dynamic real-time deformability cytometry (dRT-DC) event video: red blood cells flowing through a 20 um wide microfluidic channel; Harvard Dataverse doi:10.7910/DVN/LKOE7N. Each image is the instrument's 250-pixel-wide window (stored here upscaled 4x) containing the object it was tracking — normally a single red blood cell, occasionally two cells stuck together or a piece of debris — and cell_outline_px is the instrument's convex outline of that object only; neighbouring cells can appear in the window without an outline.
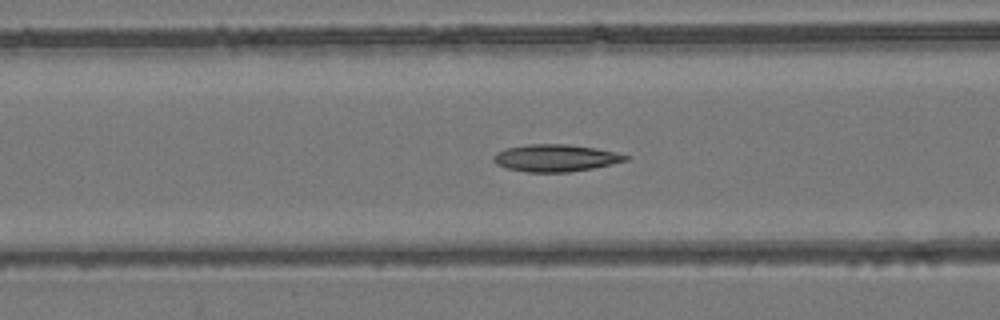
{"species": "common noctule bat (a hibernating species)", "species_latin": "Nyctalus noctula", "temperature_condition": "room temperature", "stored_images_in_passage": 45, "camera_frame_rate_fps": 3000, "um_per_image_px": 0.085, "animal": {"sex": "female", "body_mass_g": 24.6, "forearm_length_mm": 56.2}, "frame": {"image": 1, "passage_image": 13, "time_ms": 4.0, "image_size_px": [1000, 320], "cell_outline_px": [[632, 156], [628, 160], [612, 164], [592, 168], [568, 172], [528, 172], [508, 168], [496, 164], [492, 160], [492, 156], [496, 152], [508, 148], [528, 144], [568, 144], [596, 148], [616, 152]], "centroid_in_image_um": [47.24, 13.42], "position_along_channel_um": 119.4, "area_um2": 20.92}}
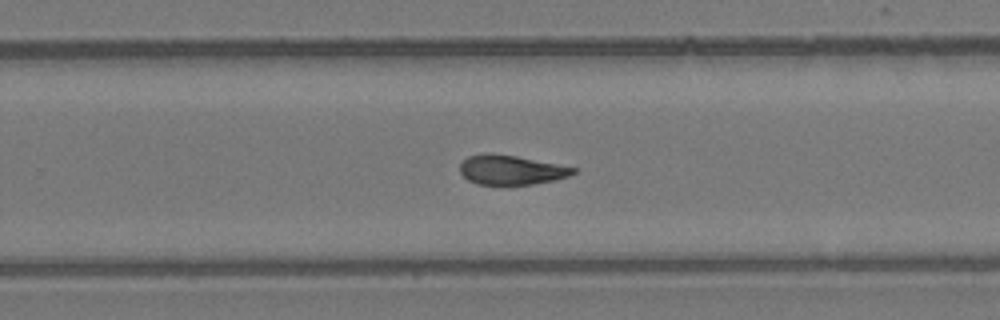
{"frame": {"image": 2, "passage_image": 26, "time_ms": 8.333, "image_size_px": [1000, 320], "cell_outline_px": [[576, 172], [568, 176], [556, 180], [508, 188], [476, 184], [468, 180], [460, 172], [460, 164], [468, 156], [484, 152], [488, 152], [516, 156], [576, 168]], "centroid_in_image_um": [43.39, 14.48], "position_along_channel_um": 286.4, "area_um2": 20.17}}
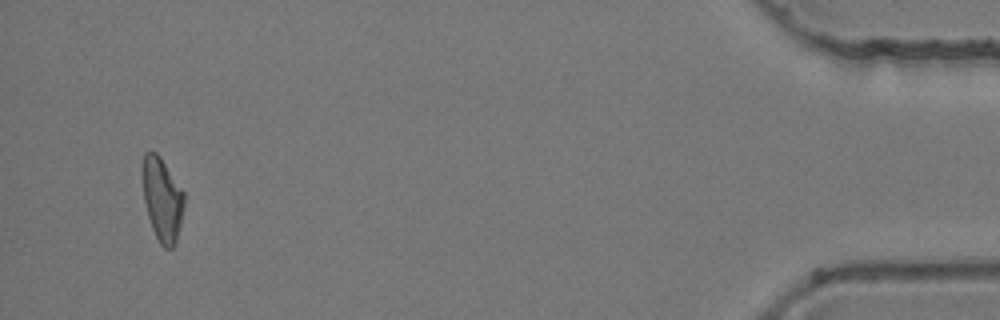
{"frame": {"image": 3, "passage_image": 43, "time_ms": 14.0, "image_size_px": [1000, 320], "cell_outline_px": [[184, 204], [176, 244], [172, 248], [164, 248], [160, 244], [152, 228], [148, 216], [144, 200], [140, 172], [140, 168], [144, 152], [156, 152], [160, 156], [184, 192]], "centroid_in_image_um": [13.75, 16.9], "position_along_channel_um": 421.4, "area_um2": 20.52}, "authors_computed_cell_mechanics": {"area_um2": 20.519, "velocity_mm_per_s": 3.8657, "shape_relaxation_time_tau1_ms": null, "shape_relaxation_time_tau2_ms": 4.2424, "deformation_change_tau1": null, "deformation_change_tau2": 0.1172}}